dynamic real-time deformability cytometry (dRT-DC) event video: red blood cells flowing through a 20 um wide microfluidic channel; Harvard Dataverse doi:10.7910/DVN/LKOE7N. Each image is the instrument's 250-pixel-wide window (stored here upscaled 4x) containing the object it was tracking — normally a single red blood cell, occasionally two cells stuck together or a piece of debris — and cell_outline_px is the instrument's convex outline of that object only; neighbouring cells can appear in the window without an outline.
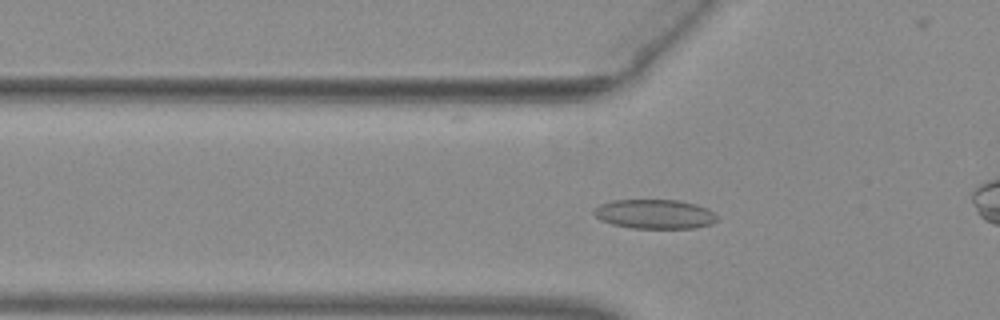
{"species": "common noctule bat (a hibernating species)", "species_latin": "Nyctalus noctula", "temperature_condition": "warm", "stored_images_in_passage": 53, "camera_frame_rate_fps": 3000, "um_per_image_px": 0.085, "animal": {"sex": "female", "body_mass_g": 29.2, "forearm_length_mm": 56.3}, "frame": {"image": 1, "passage_image": 19, "time_ms": 6.0, "image_size_px": [1000, 320], "cell_outline_px": [[720, 220], [712, 224], [696, 228], [632, 228], [612, 224], [600, 220], [592, 212], [600, 204], [616, 200], [680, 200], [696, 204], [708, 208], [720, 216]], "centroid_in_image_um": [55.73, 18.2], "position_along_channel_um": 70.1, "area_um2": 21.33}}
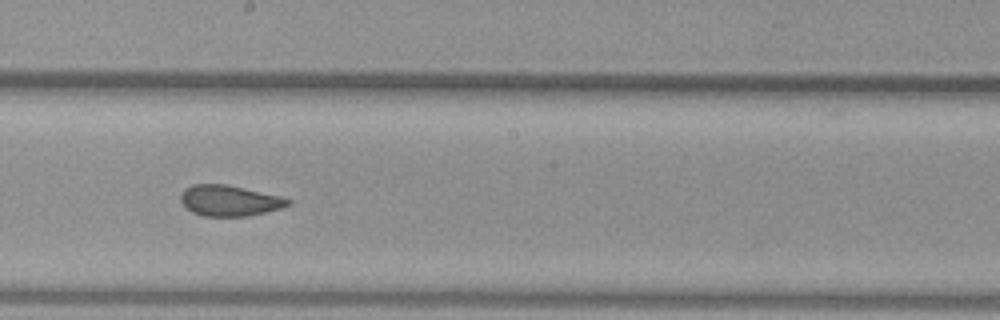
{"frame": {"image": 2, "passage_image": 31, "time_ms": 10.0, "image_size_px": [1000, 320], "cell_outline_px": [[292, 204], [280, 208], [248, 216], [204, 216], [192, 212], [180, 200], [180, 192], [184, 188], [192, 184], [224, 184], [244, 188], [280, 196], [292, 200]], "centroid_in_image_um": [19.48, 17.04], "position_along_channel_um": 228.7, "area_um2": 19.19}}
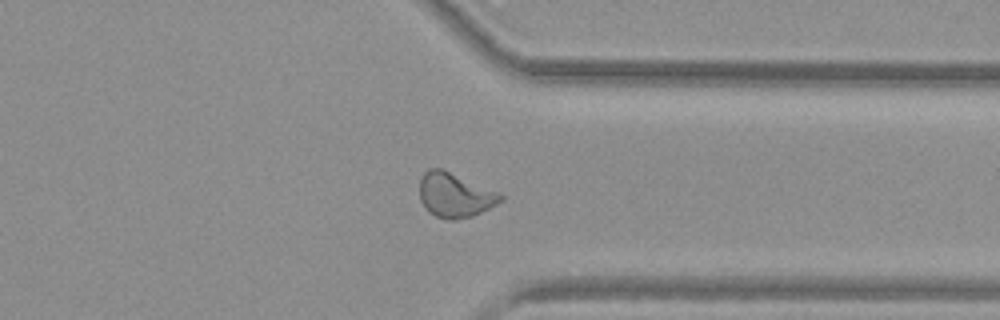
{"frame": {"image": 3, "passage_image": 42, "time_ms": 13.667, "image_size_px": [1000, 320], "cell_outline_px": [[504, 200], [472, 216], [456, 220], [448, 220], [436, 216], [428, 212], [424, 208], [420, 200], [420, 180], [424, 172], [428, 168], [440, 168], [500, 192], [504, 196]], "centroid_in_image_um": [38.66, 16.59], "position_along_channel_um": 372.7, "area_um2": 21.04}, "authors_computed_cell_mechanics": {"area_um2": 20.9236, "velocity_mm_per_s": 3.9649, "shape_relaxation_time_tau1_ms": null, "shape_relaxation_time_tau2_ms": 1.1483, "deformation_change_tau1": null, "deformation_change_tau2": 0.0594}}